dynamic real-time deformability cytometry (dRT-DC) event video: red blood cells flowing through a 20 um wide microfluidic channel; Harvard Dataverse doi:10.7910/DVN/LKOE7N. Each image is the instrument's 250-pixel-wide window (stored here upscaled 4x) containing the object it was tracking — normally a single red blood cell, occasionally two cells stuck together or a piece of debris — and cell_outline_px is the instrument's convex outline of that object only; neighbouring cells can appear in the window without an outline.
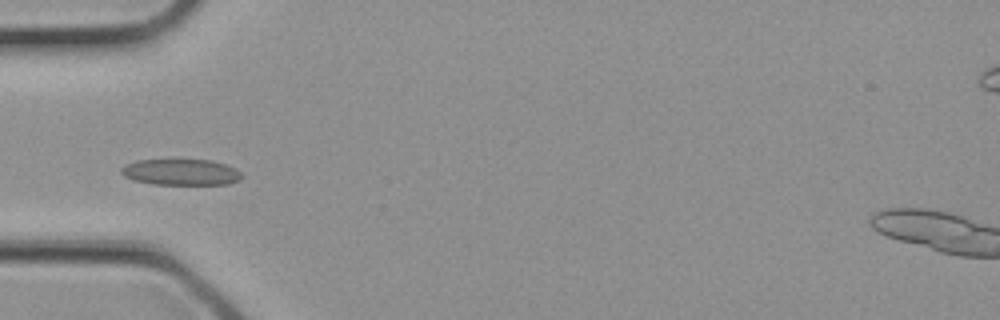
{"species": "common noctule bat (a hibernating species)", "species_latin": "Nyctalus noctula", "temperature_condition": "cold", "stored_images_in_passage": 3, "camera_frame_rate_fps": 3000, "um_per_image_px": 0.085, "animal": {"sex": "female", "body_mass_g": 21.9}, "frame": {"image": 1, "passage_image": 3, "time_ms": 0.667, "image_size_px": [1000, 320], "cell_outline_px": [[244, 176], [240, 180], [228, 184], [152, 184], [132, 180], [124, 176], [120, 172], [120, 168], [136, 160], [172, 156], [176, 156], [212, 160], [224, 164], [240, 172]], "centroid_in_image_um": [15.33, 14.57], "position_along_channel_um": 69.7, "area_um2": 19.42}}